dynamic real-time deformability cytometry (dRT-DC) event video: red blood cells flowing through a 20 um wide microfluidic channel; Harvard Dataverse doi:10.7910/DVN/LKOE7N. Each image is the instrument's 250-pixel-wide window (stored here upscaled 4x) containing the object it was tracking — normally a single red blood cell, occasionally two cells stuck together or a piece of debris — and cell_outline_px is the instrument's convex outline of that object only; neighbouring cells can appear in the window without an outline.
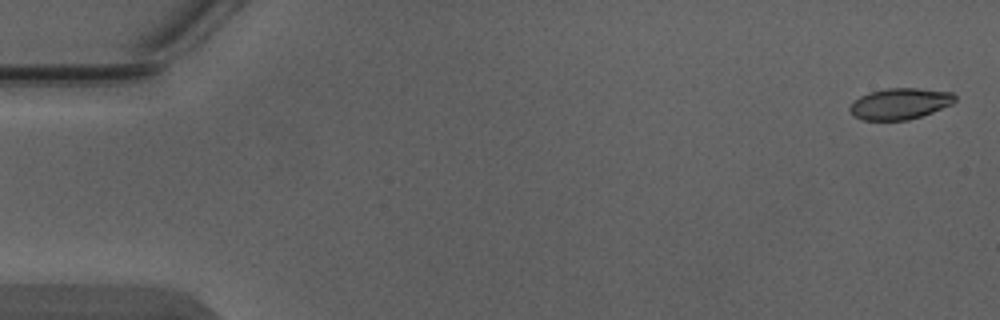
{"species": "Egyptian fruit bat (a non-hibernating species)", "species_latin": "Rousettus aegyptiacus", "temperature_condition": "warm", "stored_images_in_passage": 7, "camera_frame_rate_fps": 3000, "um_per_image_px": 0.085, "animal": {"sex": "male"}, "frame": {"image": 1, "passage_image": 1, "time_ms": 0.0, "image_size_px": [1000, 320], "cell_outline_px": [[956, 100], [952, 104], [932, 112], [908, 120], [860, 120], [852, 116], [848, 108], [860, 96], [868, 92], [884, 88], [916, 88], [952, 92], [956, 96]], "centroid_in_image_um": [76.47, 8.81], "position_along_channel_um": 8.5, "area_um2": 19.19}}
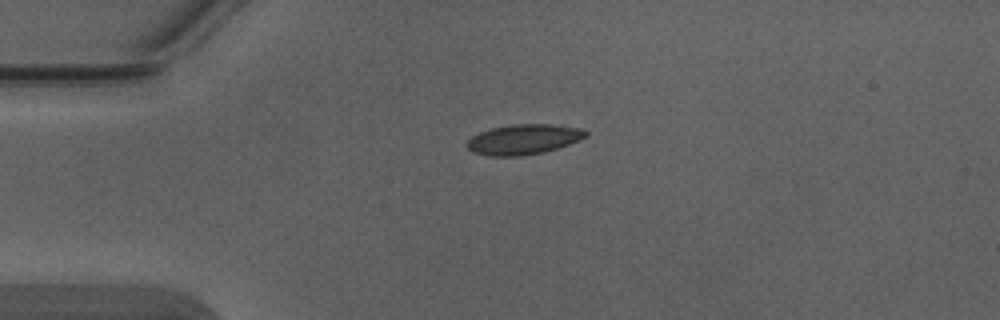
{"frame": {"image": 2, "passage_image": 4, "time_ms": 1.0, "image_size_px": [1000, 320], "cell_outline_px": [[588, 136], [568, 144], [544, 152], [520, 156], [492, 156], [472, 152], [468, 148], [468, 140], [472, 136], [480, 132], [492, 128], [512, 124], [548, 124], [580, 128], [588, 132]], "centroid_in_image_um": [44.5, 11.84], "position_along_channel_um": 40.5, "area_um2": 20.63}}